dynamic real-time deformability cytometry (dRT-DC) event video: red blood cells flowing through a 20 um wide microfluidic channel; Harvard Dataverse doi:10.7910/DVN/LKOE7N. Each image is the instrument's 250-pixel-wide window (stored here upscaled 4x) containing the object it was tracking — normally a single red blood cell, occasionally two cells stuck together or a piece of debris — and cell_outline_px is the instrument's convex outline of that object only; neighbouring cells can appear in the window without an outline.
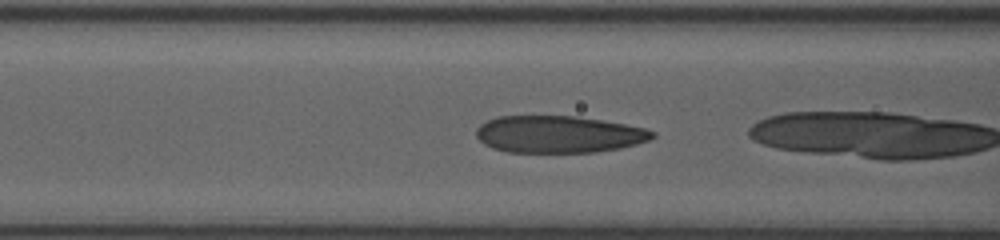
{"species": "human", "species_latin": "Homo sapiens", "temperature_condition": "room temperature", "stored_images_in_passage": 38, "camera_frame_rate_fps": 3000, "um_per_image_px": 0.085, "donor": {"sex": "female"}, "frame": {"image": 1, "passage_image": 35, "time_ms": 5.333, "image_size_px": [1000, 240], "cell_outline_px": [[656, 136], [648, 140], [636, 144], [620, 148], [596, 152], [508, 152], [492, 148], [484, 144], [476, 136], [476, 128], [480, 124], [496, 116], [576, 116], [624, 124], [644, 128], [656, 132]], "centroid_in_image_um": [47.46, 11.41], "position_along_channel_um": 119.1, "area_um2": 38.03}}